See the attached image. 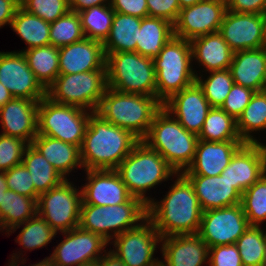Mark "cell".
Wrapping results in <instances>:
<instances>
[{"instance_id":"cell-1","label":"cell","mask_w":266,"mask_h":266,"mask_svg":"<svg viewBox=\"0 0 266 266\" xmlns=\"http://www.w3.org/2000/svg\"><path fill=\"white\" fill-rule=\"evenodd\" d=\"M175 178L162 200L154 197L147 205V217L161 238L198 234L201 224L203 211L193 185L182 173Z\"/></svg>"},{"instance_id":"cell-2","label":"cell","mask_w":266,"mask_h":266,"mask_svg":"<svg viewBox=\"0 0 266 266\" xmlns=\"http://www.w3.org/2000/svg\"><path fill=\"white\" fill-rule=\"evenodd\" d=\"M139 141L130 131L92 112L80 147L84 170H115Z\"/></svg>"},{"instance_id":"cell-3","label":"cell","mask_w":266,"mask_h":266,"mask_svg":"<svg viewBox=\"0 0 266 266\" xmlns=\"http://www.w3.org/2000/svg\"><path fill=\"white\" fill-rule=\"evenodd\" d=\"M162 107L163 103L157 97L121 93L107 87L96 113L104 120L143 140L156 113Z\"/></svg>"},{"instance_id":"cell-4","label":"cell","mask_w":266,"mask_h":266,"mask_svg":"<svg viewBox=\"0 0 266 266\" xmlns=\"http://www.w3.org/2000/svg\"><path fill=\"white\" fill-rule=\"evenodd\" d=\"M142 141L157 151L179 174L191 165L199 138L187 131L170 112L162 107L156 113Z\"/></svg>"},{"instance_id":"cell-5","label":"cell","mask_w":266,"mask_h":266,"mask_svg":"<svg viewBox=\"0 0 266 266\" xmlns=\"http://www.w3.org/2000/svg\"><path fill=\"white\" fill-rule=\"evenodd\" d=\"M129 193L149 204L153 198L147 191L155 189L165 181L173 180L177 174L166 160L145 142L140 140L115 169Z\"/></svg>"},{"instance_id":"cell-6","label":"cell","mask_w":266,"mask_h":266,"mask_svg":"<svg viewBox=\"0 0 266 266\" xmlns=\"http://www.w3.org/2000/svg\"><path fill=\"white\" fill-rule=\"evenodd\" d=\"M153 62L156 72V97L162 103L195 83V73L198 71L192 65L189 40L173 36Z\"/></svg>"},{"instance_id":"cell-7","label":"cell","mask_w":266,"mask_h":266,"mask_svg":"<svg viewBox=\"0 0 266 266\" xmlns=\"http://www.w3.org/2000/svg\"><path fill=\"white\" fill-rule=\"evenodd\" d=\"M147 204L132 197L128 202L109 206L81 204L79 227L110 242L147 219Z\"/></svg>"},{"instance_id":"cell-8","label":"cell","mask_w":266,"mask_h":266,"mask_svg":"<svg viewBox=\"0 0 266 266\" xmlns=\"http://www.w3.org/2000/svg\"><path fill=\"white\" fill-rule=\"evenodd\" d=\"M107 87L121 93L156 97V72L153 59L137 52L106 55Z\"/></svg>"},{"instance_id":"cell-9","label":"cell","mask_w":266,"mask_h":266,"mask_svg":"<svg viewBox=\"0 0 266 266\" xmlns=\"http://www.w3.org/2000/svg\"><path fill=\"white\" fill-rule=\"evenodd\" d=\"M107 88L106 70L59 74L47 88L51 101L96 112Z\"/></svg>"},{"instance_id":"cell-10","label":"cell","mask_w":266,"mask_h":266,"mask_svg":"<svg viewBox=\"0 0 266 266\" xmlns=\"http://www.w3.org/2000/svg\"><path fill=\"white\" fill-rule=\"evenodd\" d=\"M91 113L77 106L55 103L45 97L38 106V134L81 147Z\"/></svg>"},{"instance_id":"cell-11","label":"cell","mask_w":266,"mask_h":266,"mask_svg":"<svg viewBox=\"0 0 266 266\" xmlns=\"http://www.w3.org/2000/svg\"><path fill=\"white\" fill-rule=\"evenodd\" d=\"M70 179L39 195L37 214L45 219L55 232H66L79 226L82 204L81 188ZM80 189V190H79Z\"/></svg>"},{"instance_id":"cell-12","label":"cell","mask_w":266,"mask_h":266,"mask_svg":"<svg viewBox=\"0 0 266 266\" xmlns=\"http://www.w3.org/2000/svg\"><path fill=\"white\" fill-rule=\"evenodd\" d=\"M109 244L125 266H160V258H155L156 248H161V236L153 223L147 218L136 228L114 237Z\"/></svg>"},{"instance_id":"cell-13","label":"cell","mask_w":266,"mask_h":266,"mask_svg":"<svg viewBox=\"0 0 266 266\" xmlns=\"http://www.w3.org/2000/svg\"><path fill=\"white\" fill-rule=\"evenodd\" d=\"M61 235L64 239L49 256L53 266H92L108 251V241L79 226Z\"/></svg>"},{"instance_id":"cell-14","label":"cell","mask_w":266,"mask_h":266,"mask_svg":"<svg viewBox=\"0 0 266 266\" xmlns=\"http://www.w3.org/2000/svg\"><path fill=\"white\" fill-rule=\"evenodd\" d=\"M250 227L241 204L202 212L199 237L208 245L235 244Z\"/></svg>"},{"instance_id":"cell-15","label":"cell","mask_w":266,"mask_h":266,"mask_svg":"<svg viewBox=\"0 0 266 266\" xmlns=\"http://www.w3.org/2000/svg\"><path fill=\"white\" fill-rule=\"evenodd\" d=\"M219 33L234 52L263 48L266 46L264 14L226 10Z\"/></svg>"},{"instance_id":"cell-16","label":"cell","mask_w":266,"mask_h":266,"mask_svg":"<svg viewBox=\"0 0 266 266\" xmlns=\"http://www.w3.org/2000/svg\"><path fill=\"white\" fill-rule=\"evenodd\" d=\"M0 82L14 98L40 101L46 97V89L36 79L22 52L0 51Z\"/></svg>"},{"instance_id":"cell-17","label":"cell","mask_w":266,"mask_h":266,"mask_svg":"<svg viewBox=\"0 0 266 266\" xmlns=\"http://www.w3.org/2000/svg\"><path fill=\"white\" fill-rule=\"evenodd\" d=\"M227 8L217 0H201L180 9L173 24L174 36L185 40L218 32Z\"/></svg>"},{"instance_id":"cell-18","label":"cell","mask_w":266,"mask_h":266,"mask_svg":"<svg viewBox=\"0 0 266 266\" xmlns=\"http://www.w3.org/2000/svg\"><path fill=\"white\" fill-rule=\"evenodd\" d=\"M266 173V144L244 143L222 171L232 186L242 195Z\"/></svg>"},{"instance_id":"cell-19","label":"cell","mask_w":266,"mask_h":266,"mask_svg":"<svg viewBox=\"0 0 266 266\" xmlns=\"http://www.w3.org/2000/svg\"><path fill=\"white\" fill-rule=\"evenodd\" d=\"M84 172L87 182L80 187L82 204L109 206L128 202L133 197L116 170H84Z\"/></svg>"},{"instance_id":"cell-20","label":"cell","mask_w":266,"mask_h":266,"mask_svg":"<svg viewBox=\"0 0 266 266\" xmlns=\"http://www.w3.org/2000/svg\"><path fill=\"white\" fill-rule=\"evenodd\" d=\"M163 107L187 131L197 136L200 134L205 118L212 108L196 82L173 94L163 103Z\"/></svg>"},{"instance_id":"cell-21","label":"cell","mask_w":266,"mask_h":266,"mask_svg":"<svg viewBox=\"0 0 266 266\" xmlns=\"http://www.w3.org/2000/svg\"><path fill=\"white\" fill-rule=\"evenodd\" d=\"M39 101L13 98L0 107L1 134L13 136L32 143L38 134Z\"/></svg>"},{"instance_id":"cell-22","label":"cell","mask_w":266,"mask_h":266,"mask_svg":"<svg viewBox=\"0 0 266 266\" xmlns=\"http://www.w3.org/2000/svg\"><path fill=\"white\" fill-rule=\"evenodd\" d=\"M160 245V266L208 265L209 247L198 234L163 237Z\"/></svg>"},{"instance_id":"cell-23","label":"cell","mask_w":266,"mask_h":266,"mask_svg":"<svg viewBox=\"0 0 266 266\" xmlns=\"http://www.w3.org/2000/svg\"><path fill=\"white\" fill-rule=\"evenodd\" d=\"M95 70H106V55L102 42L84 38L59 48L60 74Z\"/></svg>"},{"instance_id":"cell-24","label":"cell","mask_w":266,"mask_h":266,"mask_svg":"<svg viewBox=\"0 0 266 266\" xmlns=\"http://www.w3.org/2000/svg\"><path fill=\"white\" fill-rule=\"evenodd\" d=\"M243 144V141L214 142L199 140L194 159L182 174L219 176Z\"/></svg>"},{"instance_id":"cell-25","label":"cell","mask_w":266,"mask_h":266,"mask_svg":"<svg viewBox=\"0 0 266 266\" xmlns=\"http://www.w3.org/2000/svg\"><path fill=\"white\" fill-rule=\"evenodd\" d=\"M194 187L202 211L241 203V194L221 174L219 176L184 175Z\"/></svg>"},{"instance_id":"cell-26","label":"cell","mask_w":266,"mask_h":266,"mask_svg":"<svg viewBox=\"0 0 266 266\" xmlns=\"http://www.w3.org/2000/svg\"><path fill=\"white\" fill-rule=\"evenodd\" d=\"M192 65L202 66L201 72L229 69L234 51L218 32L202 35L190 40Z\"/></svg>"},{"instance_id":"cell-27","label":"cell","mask_w":266,"mask_h":266,"mask_svg":"<svg viewBox=\"0 0 266 266\" xmlns=\"http://www.w3.org/2000/svg\"><path fill=\"white\" fill-rule=\"evenodd\" d=\"M229 70L234 84L244 86L255 92L264 91L266 46L260 49L234 52Z\"/></svg>"},{"instance_id":"cell-28","label":"cell","mask_w":266,"mask_h":266,"mask_svg":"<svg viewBox=\"0 0 266 266\" xmlns=\"http://www.w3.org/2000/svg\"><path fill=\"white\" fill-rule=\"evenodd\" d=\"M31 144L64 179H67L73 171L77 172L75 169L78 167L84 170L80 146L39 134L34 137Z\"/></svg>"},{"instance_id":"cell-29","label":"cell","mask_w":266,"mask_h":266,"mask_svg":"<svg viewBox=\"0 0 266 266\" xmlns=\"http://www.w3.org/2000/svg\"><path fill=\"white\" fill-rule=\"evenodd\" d=\"M173 36L174 27L168 20L150 16L144 17L136 41V52L144 57L154 59Z\"/></svg>"},{"instance_id":"cell-30","label":"cell","mask_w":266,"mask_h":266,"mask_svg":"<svg viewBox=\"0 0 266 266\" xmlns=\"http://www.w3.org/2000/svg\"><path fill=\"white\" fill-rule=\"evenodd\" d=\"M142 19L115 12L107 39L103 42L105 55L117 52H136Z\"/></svg>"},{"instance_id":"cell-31","label":"cell","mask_w":266,"mask_h":266,"mask_svg":"<svg viewBox=\"0 0 266 266\" xmlns=\"http://www.w3.org/2000/svg\"><path fill=\"white\" fill-rule=\"evenodd\" d=\"M10 28L26 44V48L19 52L50 45V23L27 12L21 6L17 8Z\"/></svg>"},{"instance_id":"cell-32","label":"cell","mask_w":266,"mask_h":266,"mask_svg":"<svg viewBox=\"0 0 266 266\" xmlns=\"http://www.w3.org/2000/svg\"><path fill=\"white\" fill-rule=\"evenodd\" d=\"M37 200L7 190L0 204V231L7 233L11 228L36 216Z\"/></svg>"},{"instance_id":"cell-33","label":"cell","mask_w":266,"mask_h":266,"mask_svg":"<svg viewBox=\"0 0 266 266\" xmlns=\"http://www.w3.org/2000/svg\"><path fill=\"white\" fill-rule=\"evenodd\" d=\"M266 130V91L255 92L242 115L237 119V131L244 143H259L253 134ZM257 132V133H256Z\"/></svg>"},{"instance_id":"cell-34","label":"cell","mask_w":266,"mask_h":266,"mask_svg":"<svg viewBox=\"0 0 266 266\" xmlns=\"http://www.w3.org/2000/svg\"><path fill=\"white\" fill-rule=\"evenodd\" d=\"M36 79L47 90L60 74L59 48L47 45L22 52Z\"/></svg>"},{"instance_id":"cell-35","label":"cell","mask_w":266,"mask_h":266,"mask_svg":"<svg viewBox=\"0 0 266 266\" xmlns=\"http://www.w3.org/2000/svg\"><path fill=\"white\" fill-rule=\"evenodd\" d=\"M22 163L31 174L35 191L39 195L65 180L32 144L27 146Z\"/></svg>"},{"instance_id":"cell-36","label":"cell","mask_w":266,"mask_h":266,"mask_svg":"<svg viewBox=\"0 0 266 266\" xmlns=\"http://www.w3.org/2000/svg\"><path fill=\"white\" fill-rule=\"evenodd\" d=\"M198 138L214 142L242 141L237 131V121L219 107L209 110Z\"/></svg>"},{"instance_id":"cell-37","label":"cell","mask_w":266,"mask_h":266,"mask_svg":"<svg viewBox=\"0 0 266 266\" xmlns=\"http://www.w3.org/2000/svg\"><path fill=\"white\" fill-rule=\"evenodd\" d=\"M20 227H22V229L15 241L22 246V249H27V251H34L35 249L46 247L58 234L51 225L38 214L26 222L11 228L4 234L10 236V234L14 233Z\"/></svg>"},{"instance_id":"cell-38","label":"cell","mask_w":266,"mask_h":266,"mask_svg":"<svg viewBox=\"0 0 266 266\" xmlns=\"http://www.w3.org/2000/svg\"><path fill=\"white\" fill-rule=\"evenodd\" d=\"M85 38L104 42L113 23L115 11L110 4L93 6L78 12Z\"/></svg>"},{"instance_id":"cell-39","label":"cell","mask_w":266,"mask_h":266,"mask_svg":"<svg viewBox=\"0 0 266 266\" xmlns=\"http://www.w3.org/2000/svg\"><path fill=\"white\" fill-rule=\"evenodd\" d=\"M208 74L195 73V82L202 89L211 107L220 108L234 85V80L229 69L211 71Z\"/></svg>"},{"instance_id":"cell-40","label":"cell","mask_w":266,"mask_h":266,"mask_svg":"<svg viewBox=\"0 0 266 266\" xmlns=\"http://www.w3.org/2000/svg\"><path fill=\"white\" fill-rule=\"evenodd\" d=\"M266 228L250 226L236 241L243 266H263Z\"/></svg>"},{"instance_id":"cell-41","label":"cell","mask_w":266,"mask_h":266,"mask_svg":"<svg viewBox=\"0 0 266 266\" xmlns=\"http://www.w3.org/2000/svg\"><path fill=\"white\" fill-rule=\"evenodd\" d=\"M240 204L250 226H262L266 221V173L244 191Z\"/></svg>"},{"instance_id":"cell-42","label":"cell","mask_w":266,"mask_h":266,"mask_svg":"<svg viewBox=\"0 0 266 266\" xmlns=\"http://www.w3.org/2000/svg\"><path fill=\"white\" fill-rule=\"evenodd\" d=\"M84 38L81 18L77 12L69 11L50 23V45L60 48Z\"/></svg>"},{"instance_id":"cell-43","label":"cell","mask_w":266,"mask_h":266,"mask_svg":"<svg viewBox=\"0 0 266 266\" xmlns=\"http://www.w3.org/2000/svg\"><path fill=\"white\" fill-rule=\"evenodd\" d=\"M20 6L48 23L70 11L68 0H24Z\"/></svg>"},{"instance_id":"cell-44","label":"cell","mask_w":266,"mask_h":266,"mask_svg":"<svg viewBox=\"0 0 266 266\" xmlns=\"http://www.w3.org/2000/svg\"><path fill=\"white\" fill-rule=\"evenodd\" d=\"M28 145L25 140L0 133V171L21 164Z\"/></svg>"},{"instance_id":"cell-45","label":"cell","mask_w":266,"mask_h":266,"mask_svg":"<svg viewBox=\"0 0 266 266\" xmlns=\"http://www.w3.org/2000/svg\"><path fill=\"white\" fill-rule=\"evenodd\" d=\"M5 178L9 190L30 198L39 197V194L35 191L31 174L23 163L5 171Z\"/></svg>"},{"instance_id":"cell-46","label":"cell","mask_w":266,"mask_h":266,"mask_svg":"<svg viewBox=\"0 0 266 266\" xmlns=\"http://www.w3.org/2000/svg\"><path fill=\"white\" fill-rule=\"evenodd\" d=\"M254 94L255 91L234 84L220 108L237 121Z\"/></svg>"},{"instance_id":"cell-47","label":"cell","mask_w":266,"mask_h":266,"mask_svg":"<svg viewBox=\"0 0 266 266\" xmlns=\"http://www.w3.org/2000/svg\"><path fill=\"white\" fill-rule=\"evenodd\" d=\"M208 266H243L236 244L209 248Z\"/></svg>"},{"instance_id":"cell-48","label":"cell","mask_w":266,"mask_h":266,"mask_svg":"<svg viewBox=\"0 0 266 266\" xmlns=\"http://www.w3.org/2000/svg\"><path fill=\"white\" fill-rule=\"evenodd\" d=\"M150 17L163 18L174 24L180 12L178 0H147Z\"/></svg>"},{"instance_id":"cell-49","label":"cell","mask_w":266,"mask_h":266,"mask_svg":"<svg viewBox=\"0 0 266 266\" xmlns=\"http://www.w3.org/2000/svg\"><path fill=\"white\" fill-rule=\"evenodd\" d=\"M110 5L115 12L139 18L149 16L147 0H111Z\"/></svg>"},{"instance_id":"cell-50","label":"cell","mask_w":266,"mask_h":266,"mask_svg":"<svg viewBox=\"0 0 266 266\" xmlns=\"http://www.w3.org/2000/svg\"><path fill=\"white\" fill-rule=\"evenodd\" d=\"M227 10L237 13L264 14L266 0H234Z\"/></svg>"},{"instance_id":"cell-51","label":"cell","mask_w":266,"mask_h":266,"mask_svg":"<svg viewBox=\"0 0 266 266\" xmlns=\"http://www.w3.org/2000/svg\"><path fill=\"white\" fill-rule=\"evenodd\" d=\"M20 4L15 0H0V28L11 26L12 19Z\"/></svg>"},{"instance_id":"cell-52","label":"cell","mask_w":266,"mask_h":266,"mask_svg":"<svg viewBox=\"0 0 266 266\" xmlns=\"http://www.w3.org/2000/svg\"><path fill=\"white\" fill-rule=\"evenodd\" d=\"M111 0H68L70 11L81 12L93 6L110 4Z\"/></svg>"},{"instance_id":"cell-53","label":"cell","mask_w":266,"mask_h":266,"mask_svg":"<svg viewBox=\"0 0 266 266\" xmlns=\"http://www.w3.org/2000/svg\"><path fill=\"white\" fill-rule=\"evenodd\" d=\"M97 266H125L122 261L110 251L105 254L96 262Z\"/></svg>"},{"instance_id":"cell-54","label":"cell","mask_w":266,"mask_h":266,"mask_svg":"<svg viewBox=\"0 0 266 266\" xmlns=\"http://www.w3.org/2000/svg\"><path fill=\"white\" fill-rule=\"evenodd\" d=\"M21 253H20V252ZM18 252H16V253H13V254H11V257H10V261H15L16 263H20L21 264V266L23 265V266H26L25 264L27 263L26 262V259L23 257V256H25V255H23V253L22 252H26V251H22V249L21 250H19ZM19 253V254H18ZM22 254V255H21ZM22 257H21V256ZM20 257V258H19ZM25 263V264H24ZM28 266H53L52 265V262H51V260H50V258H49V256L48 257H45L42 261H40V262H36L35 264L33 263V265L31 264V265H28Z\"/></svg>"},{"instance_id":"cell-55","label":"cell","mask_w":266,"mask_h":266,"mask_svg":"<svg viewBox=\"0 0 266 266\" xmlns=\"http://www.w3.org/2000/svg\"><path fill=\"white\" fill-rule=\"evenodd\" d=\"M13 98L14 97L11 92L0 82V107L4 106L8 101L12 100Z\"/></svg>"},{"instance_id":"cell-56","label":"cell","mask_w":266,"mask_h":266,"mask_svg":"<svg viewBox=\"0 0 266 266\" xmlns=\"http://www.w3.org/2000/svg\"><path fill=\"white\" fill-rule=\"evenodd\" d=\"M9 190L6 183L5 171H0V204H2V199L4 198V193Z\"/></svg>"},{"instance_id":"cell-57","label":"cell","mask_w":266,"mask_h":266,"mask_svg":"<svg viewBox=\"0 0 266 266\" xmlns=\"http://www.w3.org/2000/svg\"><path fill=\"white\" fill-rule=\"evenodd\" d=\"M180 4V8H185L188 6H192L196 3H199L201 0H178Z\"/></svg>"},{"instance_id":"cell-58","label":"cell","mask_w":266,"mask_h":266,"mask_svg":"<svg viewBox=\"0 0 266 266\" xmlns=\"http://www.w3.org/2000/svg\"><path fill=\"white\" fill-rule=\"evenodd\" d=\"M221 4H223L226 8H228L234 0H217Z\"/></svg>"},{"instance_id":"cell-59","label":"cell","mask_w":266,"mask_h":266,"mask_svg":"<svg viewBox=\"0 0 266 266\" xmlns=\"http://www.w3.org/2000/svg\"><path fill=\"white\" fill-rule=\"evenodd\" d=\"M8 262H9V263H8V265H6V266H19V263H16L15 261H10V259H9Z\"/></svg>"},{"instance_id":"cell-60","label":"cell","mask_w":266,"mask_h":266,"mask_svg":"<svg viewBox=\"0 0 266 266\" xmlns=\"http://www.w3.org/2000/svg\"><path fill=\"white\" fill-rule=\"evenodd\" d=\"M265 227H266V226H265ZM263 266H266V239H265V259H264Z\"/></svg>"},{"instance_id":"cell-61","label":"cell","mask_w":266,"mask_h":266,"mask_svg":"<svg viewBox=\"0 0 266 266\" xmlns=\"http://www.w3.org/2000/svg\"><path fill=\"white\" fill-rule=\"evenodd\" d=\"M264 19H265V35H266V11L264 13Z\"/></svg>"},{"instance_id":"cell-62","label":"cell","mask_w":266,"mask_h":266,"mask_svg":"<svg viewBox=\"0 0 266 266\" xmlns=\"http://www.w3.org/2000/svg\"><path fill=\"white\" fill-rule=\"evenodd\" d=\"M264 90L266 91V73H265V79H264Z\"/></svg>"},{"instance_id":"cell-63","label":"cell","mask_w":266,"mask_h":266,"mask_svg":"<svg viewBox=\"0 0 266 266\" xmlns=\"http://www.w3.org/2000/svg\"><path fill=\"white\" fill-rule=\"evenodd\" d=\"M17 1L19 4H21L24 0H15Z\"/></svg>"}]
</instances>
